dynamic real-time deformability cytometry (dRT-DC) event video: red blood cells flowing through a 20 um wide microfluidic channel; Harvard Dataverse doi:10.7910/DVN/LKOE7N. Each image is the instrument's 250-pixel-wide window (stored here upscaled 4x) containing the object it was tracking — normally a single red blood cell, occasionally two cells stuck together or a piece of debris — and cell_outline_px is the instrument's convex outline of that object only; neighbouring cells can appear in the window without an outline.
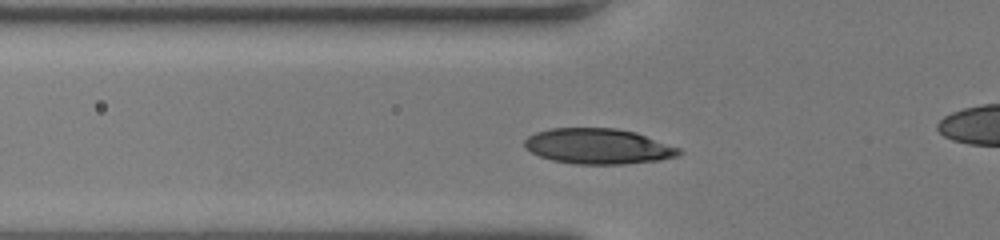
{"species": "human", "species_latin": "Homo sapiens", "temperature_condition": "room temperature", "stored_images_in_passage": 36, "camera_frame_rate_fps": 3000, "um_per_image_px": 0.085, "donor": {"sex": "female"}, "frame": {"image": 1, "passage_image": 10, "time_ms": 3.0, "image_size_px": [1000, 240], "cell_outline_px": [[684, 152], [676, 156], [660, 160], [624, 164], [576, 164], [552, 160], [540, 156], [524, 148], [524, 140], [528, 136], [536, 132], [552, 128], [616, 128], [636, 132], [680, 148]], "centroid_in_image_um": [50.85, 12.43], "position_along_channel_um": 75.0, "area_um2": 31.96}}
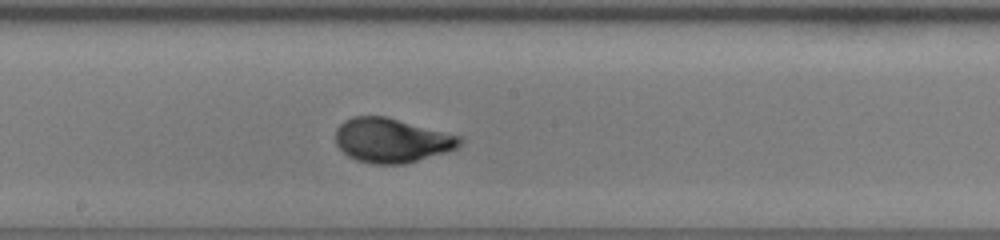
{"frame": {"image": 2, "passage_image": 20, "time_ms": 6.333, "image_size_px": [1000, 240], "cell_outline_px": [[464, 140], [456, 148], [444, 152], [404, 164], [372, 164], [356, 160], [348, 156], [336, 144], [336, 128], [344, 120], [352, 116], [388, 116], [464, 136]], "centroid_in_image_um": [33.31, 11.91], "position_along_channel_um": 214.9, "area_um2": 32.43}}
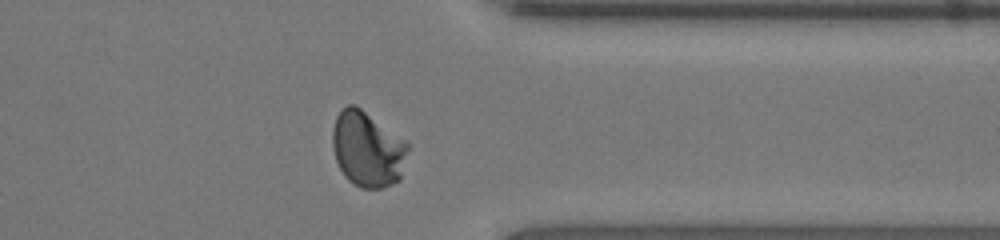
{"frame": {"image": 3, "passage_image": 32, "time_ms": 10.333, "image_size_px": [1000, 240], "cell_outline_px": [[408, 148], [400, 180], [380, 188], [360, 188], [348, 180], [344, 176], [336, 160], [332, 144], [332, 132], [336, 116], [340, 108], [348, 104], [356, 104], [408, 140]], "centroid_in_image_um": [31.24, 12.63], "position_along_channel_um": 380.2, "area_um2": 33.64}}